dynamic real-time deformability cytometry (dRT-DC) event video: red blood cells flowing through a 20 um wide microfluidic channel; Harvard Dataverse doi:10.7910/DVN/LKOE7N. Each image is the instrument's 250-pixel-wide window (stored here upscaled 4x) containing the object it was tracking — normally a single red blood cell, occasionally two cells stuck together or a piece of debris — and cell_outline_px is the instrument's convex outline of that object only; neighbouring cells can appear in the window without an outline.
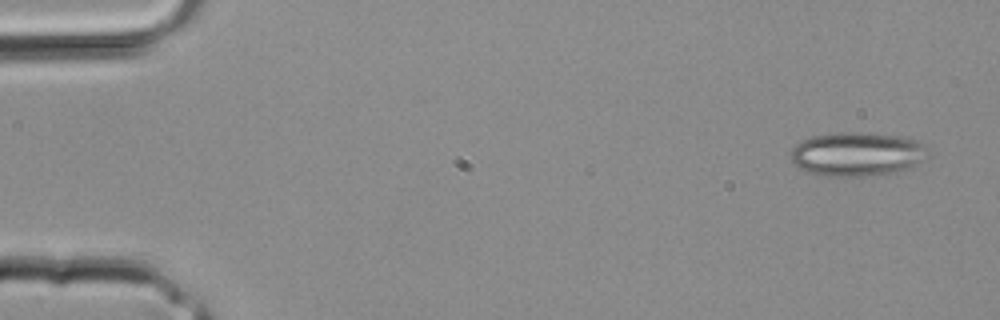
{"species": "common noctule bat (a hibernating species)", "species_latin": "Nyctalus noctula", "temperature_condition": "room temperature", "stored_images_in_passage": 3, "camera_frame_rate_fps": 3000, "um_per_image_px": 0.085, "animal": {"sex": "male", "body_mass_g": 20.4}, "frame": {"image": 1, "passage_image": 1, "time_ms": 0.0, "image_size_px": [1000, 320], "cell_outline_px": [[924, 160], [912, 168], [884, 176], [820, 176], [808, 172], [800, 168], [792, 160], [792, 148], [800, 140], [812, 136], [840, 132], [856, 132], [900, 136], [916, 140], [924, 144]], "centroid_in_image_um": [72.85, 13.12], "position_along_channel_um": 12.1, "area_um2": 35.37}}